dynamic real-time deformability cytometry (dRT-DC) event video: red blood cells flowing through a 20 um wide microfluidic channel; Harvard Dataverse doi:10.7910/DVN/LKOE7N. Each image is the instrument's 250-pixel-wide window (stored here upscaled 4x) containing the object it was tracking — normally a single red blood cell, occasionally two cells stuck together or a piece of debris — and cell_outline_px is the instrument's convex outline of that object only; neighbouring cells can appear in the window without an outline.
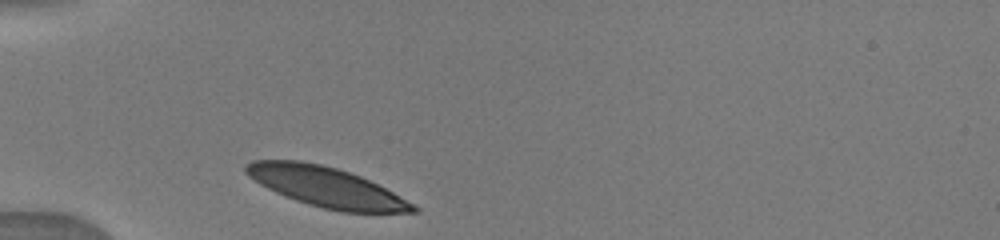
{"species": "human", "species_latin": "Homo sapiens", "temperature_condition": "warm", "stored_images_in_passage": 16, "camera_frame_rate_fps": 3000, "um_per_image_px": 0.085, "donor": {"sex": "male"}, "frame": {"image": 1, "passage_image": 1, "time_ms": 0.0, "image_size_px": [1000, 240], "cell_outline_px": [[420, 212], [340, 212], [308, 204], [296, 200], [276, 192], [260, 184], [248, 176], [244, 172], [244, 164], [252, 160], [300, 160], [320, 164], [336, 168], [360, 176], [392, 192], [420, 208]], "centroid_in_image_um": [27.69, 15.88], "position_along_channel_um": 57.3, "area_um2": 38.55}}
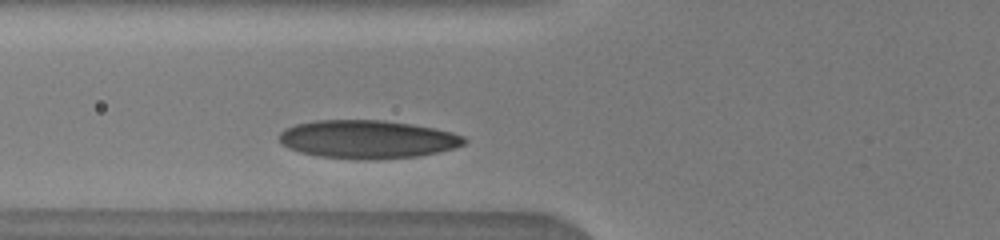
{"frame": {"image": 2, "passage_image": 5, "time_ms": 1.333, "image_size_px": [1000, 240], "cell_outline_px": [[468, 140], [464, 144], [452, 148], [436, 152], [416, 156], [376, 160], [320, 156], [300, 152], [288, 148], [280, 144], [276, 136], [284, 128], [296, 124], [316, 120], [384, 120], [412, 124], [452, 132], [464, 136]], "centroid_in_image_um": [31.18, 11.83], "position_along_channel_um": 94.6, "area_um2": 41.27}}
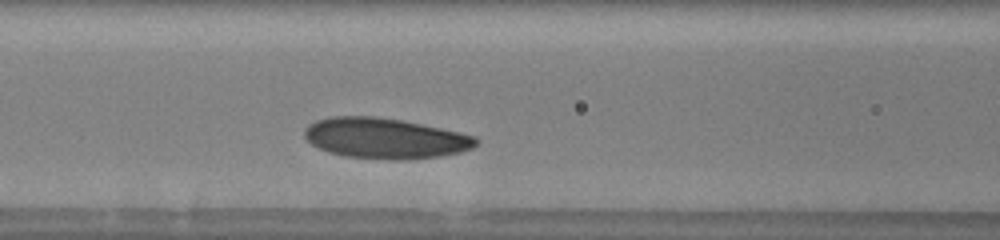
{"frame": {"image": 3, "passage_image": 8, "time_ms": 2.333, "image_size_px": [1000, 240], "cell_outline_px": [[480, 140], [472, 148], [460, 152], [440, 156], [408, 160], [392, 160], [344, 156], [328, 152], [312, 144], [304, 136], [304, 128], [308, 124], [316, 120], [332, 116], [376, 116], [400, 120], [460, 132], [476, 136]], "centroid_in_image_um": [32.72, 11.76], "position_along_channel_um": 133.9, "area_um2": 40.63}}